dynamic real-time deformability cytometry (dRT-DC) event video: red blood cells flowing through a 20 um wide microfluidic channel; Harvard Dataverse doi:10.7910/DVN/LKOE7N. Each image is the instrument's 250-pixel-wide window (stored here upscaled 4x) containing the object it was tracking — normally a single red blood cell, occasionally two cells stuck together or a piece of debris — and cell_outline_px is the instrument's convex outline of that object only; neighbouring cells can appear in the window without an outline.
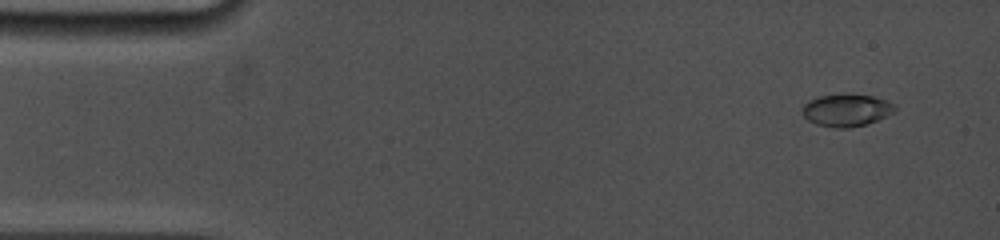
{"species": "common noctule bat (a hibernating species)", "species_latin": "Nyctalus noctula", "temperature_condition": "cold", "stored_images_in_passage": 6, "camera_frame_rate_fps": 5000, "um_per_image_px": 0.085, "animal": {"sex": "female", "body_mass_g": 19.0, "forearm_length_mm": 53.3}, "frame": {"image": 1, "passage_image": 2, "time_ms": 0.6, "image_size_px": [1000, 240], "cell_outline_px": [[896, 112], [876, 120], [864, 124], [848, 128], [836, 128], [816, 124], [808, 120], [800, 112], [800, 108], [808, 100], [816, 96], [844, 92], [872, 96], [896, 104]], "centroid_in_image_um": [71.9, 9.33], "position_along_channel_um": 13.1, "area_um2": 17.92}}